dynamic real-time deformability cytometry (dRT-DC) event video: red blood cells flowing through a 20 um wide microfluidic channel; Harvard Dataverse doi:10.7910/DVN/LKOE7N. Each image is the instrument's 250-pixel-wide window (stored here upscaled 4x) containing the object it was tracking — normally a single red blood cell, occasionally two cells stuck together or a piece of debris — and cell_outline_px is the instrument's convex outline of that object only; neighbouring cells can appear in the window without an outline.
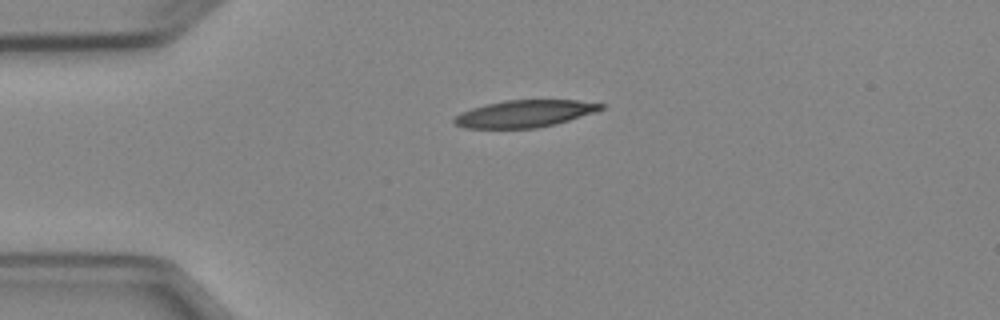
{"species": "Egyptian fruit bat (a non-hibernating species)", "species_latin": "Rousettus aegyptiacus", "temperature_condition": "cold", "stored_images_in_passage": 5, "camera_frame_rate_fps": 3000, "um_per_image_px": 0.085, "animal": {"sex": "female"}, "frame": {"image": 1, "passage_image": 1, "time_ms": 0.0, "image_size_px": [1000, 320], "cell_outline_px": [[604, 108], [596, 112], [556, 124], [536, 128], [464, 128], [456, 124], [452, 120], [460, 112], [472, 108], [504, 100], [576, 100], [604, 104]], "centroid_in_image_um": [44.61, 9.66], "position_along_channel_um": 40.4, "area_um2": 23.12}}